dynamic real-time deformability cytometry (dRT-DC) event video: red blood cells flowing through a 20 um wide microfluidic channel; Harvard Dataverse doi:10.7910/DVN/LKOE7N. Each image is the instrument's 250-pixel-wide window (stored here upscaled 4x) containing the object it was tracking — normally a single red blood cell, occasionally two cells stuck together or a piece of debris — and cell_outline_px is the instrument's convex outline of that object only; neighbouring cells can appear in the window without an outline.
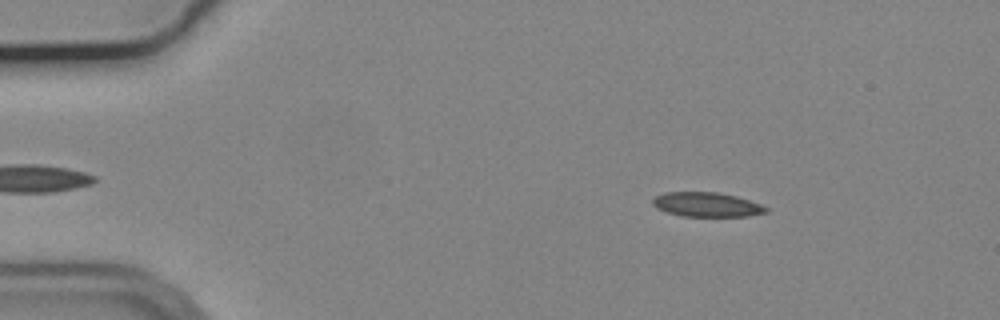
{"species": "common noctule bat (a hibernating species)", "species_latin": "Nyctalus noctula", "temperature_condition": "cold", "stored_images_in_passage": 24, "camera_frame_rate_fps": 3000, "um_per_image_px": 0.085, "animal": {"sex": "male", "body_mass_g": 19.2, "forearm_length_mm": 51.8}, "frame": {"image": 1, "passage_image": 8, "time_ms": 2.333, "image_size_px": [1000, 320], "cell_outline_px": [[768, 212], [748, 216], [684, 216], [668, 212], [656, 208], [652, 204], [652, 200], [656, 196], [664, 192], [716, 192], [736, 196], [760, 204], [768, 208]], "centroid_in_image_um": [60.06, 17.38], "position_along_channel_um": 24.9, "area_um2": 16.01}}
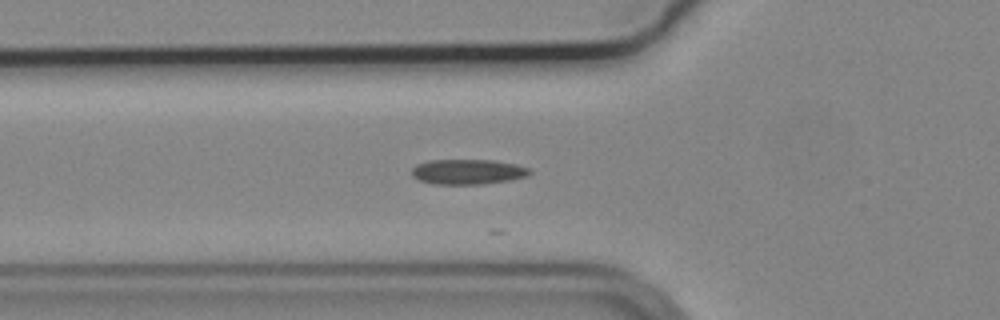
{"frame": {"image": 2, "passage_image": 19, "time_ms": 6.0, "image_size_px": [1000, 320], "cell_outline_px": [[532, 172], [528, 176], [508, 180], [480, 184], [432, 184], [420, 180], [412, 176], [412, 168], [416, 164], [428, 160], [492, 160], [516, 164], [528, 168]], "centroid_in_image_um": [39.74, 14.59], "position_along_channel_um": 86.1, "area_um2": 17.22}}